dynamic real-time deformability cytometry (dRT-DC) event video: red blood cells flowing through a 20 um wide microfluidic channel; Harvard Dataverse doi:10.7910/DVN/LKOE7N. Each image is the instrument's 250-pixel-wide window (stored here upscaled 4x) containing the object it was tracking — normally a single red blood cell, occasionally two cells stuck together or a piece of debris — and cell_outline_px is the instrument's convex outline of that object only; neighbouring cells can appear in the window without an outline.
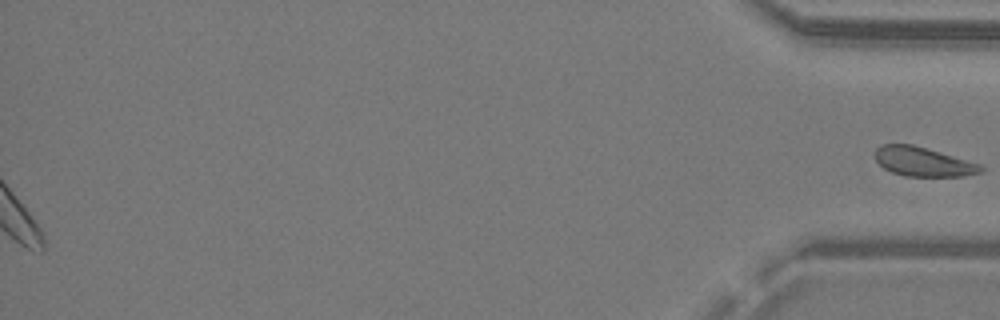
{"species": "common noctule bat (a hibernating species)", "species_latin": "Nyctalus noctula", "temperature_condition": "warm", "stored_images_in_passage": 34, "segment_of_instrument_passage": [2, 2], "camera_frame_rate_fps": 3000, "um_per_image_px": 0.085, "animal": {"sex": "male", "body_mass_g": 19.2, "forearm_length_mm": 51.8}, "frame": {"image": 1, "passage_image": 34, "time_ms": 11.0, "image_size_px": [1000, 320], "cell_outline_px": [[984, 172], [964, 176], [904, 176], [892, 172], [884, 168], [876, 160], [876, 148], [880, 144], [912, 144], [984, 164]], "centroid_in_image_um": [78.53, 13.75], "position_along_channel_um": 356.7, "area_um2": 18.21}}